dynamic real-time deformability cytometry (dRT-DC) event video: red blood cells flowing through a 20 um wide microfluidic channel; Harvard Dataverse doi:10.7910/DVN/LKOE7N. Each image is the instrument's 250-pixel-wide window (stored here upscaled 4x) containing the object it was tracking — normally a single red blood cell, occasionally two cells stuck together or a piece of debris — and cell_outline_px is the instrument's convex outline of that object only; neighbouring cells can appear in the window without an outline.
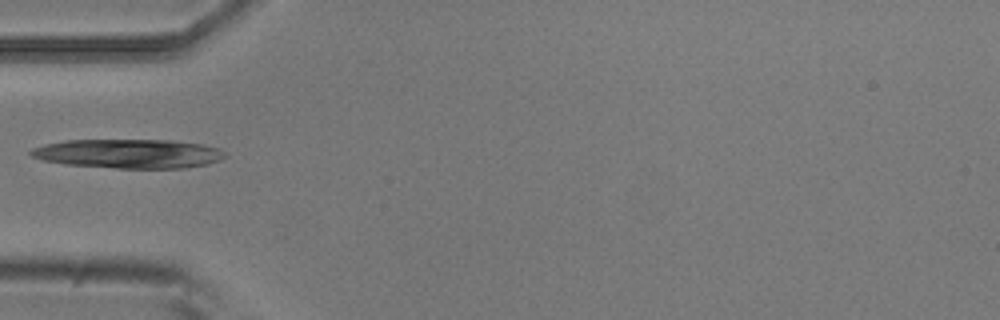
{"species": "common noctule bat (a hibernating species)", "species_latin": "Nyctalus noctula", "temperature_condition": "room temperature", "stored_images_in_passage": 9, "camera_frame_rate_fps": 3000, "um_per_image_px": 0.085, "animal": {"sex": "male", "body_mass_g": 20.5, "forearm_length_mm": 52.5}, "frame": {"image": 1, "passage_image": 1, "time_ms": 0.0, "image_size_px": [1000, 320], "cell_outline_px": [[228, 156], [220, 160], [208, 164], [188, 168], [116, 168], [68, 164], [44, 160], [32, 156], [28, 152], [32, 148], [44, 144], [64, 140], [172, 140], [204, 144], [220, 148]], "centroid_in_image_um": [11.0, 13.05], "position_along_channel_um": 74.0, "area_um2": 33.12}}
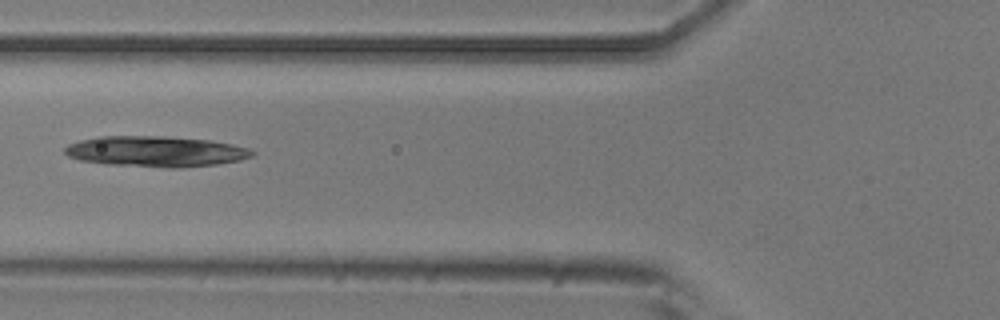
{"frame": {"image": 2, "passage_image": 4, "time_ms": 1.0, "image_size_px": [1000, 320], "cell_outline_px": [[256, 152], [252, 156], [240, 160], [216, 164], [176, 168], [168, 168], [108, 164], [80, 160], [68, 156], [64, 152], [64, 148], [68, 144], [80, 140], [100, 136], [164, 136], [208, 140], [232, 144], [248, 148]], "centroid_in_image_um": [13.23, 12.87], "position_along_channel_um": 112.6, "area_um2": 33.41}}
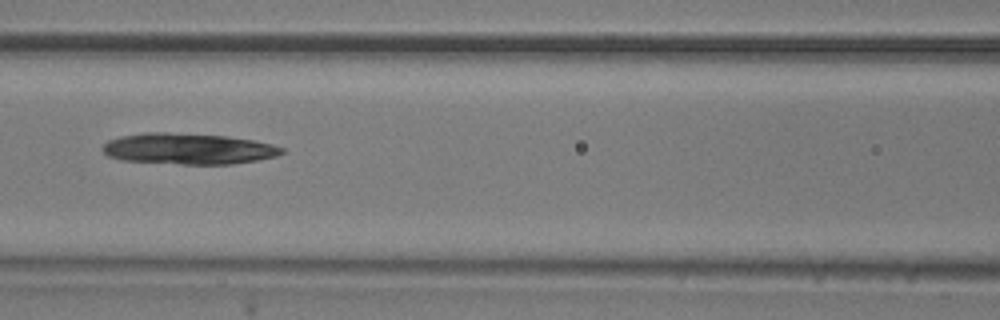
{"frame": {"image": 3, "passage_image": 7, "time_ms": 2.0, "image_size_px": [1000, 320], "cell_outline_px": [[284, 152], [276, 156], [256, 160], [232, 164], [180, 164], [124, 160], [108, 156], [100, 148], [108, 140], [120, 136], [144, 132], [164, 132], [228, 136], [252, 140], [272, 144], [284, 148]], "centroid_in_image_um": [15.98, 12.64], "position_along_channel_um": 150.6, "area_um2": 32.37}}